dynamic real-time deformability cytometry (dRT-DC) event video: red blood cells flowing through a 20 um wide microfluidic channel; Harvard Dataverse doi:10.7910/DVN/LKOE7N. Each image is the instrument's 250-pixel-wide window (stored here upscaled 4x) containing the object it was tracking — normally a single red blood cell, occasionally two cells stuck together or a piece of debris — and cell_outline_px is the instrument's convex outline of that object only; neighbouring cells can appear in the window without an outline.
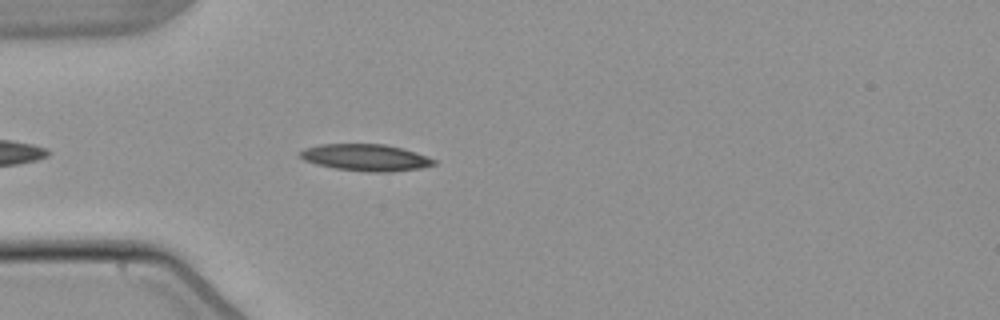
{"species": "common noctule bat (a hibernating species)", "species_latin": "Nyctalus noctula", "temperature_condition": "warm", "stored_images_in_passage": 11, "camera_frame_rate_fps": 3000, "um_per_image_px": 0.085, "animal": {"sex": "male", "body_mass_g": 21.5, "forearm_length_mm": 52.0}, "frame": {"image": 1, "passage_image": 4, "time_ms": 1.0, "image_size_px": [1000, 320], "cell_outline_px": [[436, 164], [420, 168], [392, 172], [368, 172], [336, 168], [316, 164], [304, 160], [300, 156], [300, 152], [304, 148], [320, 144], [384, 144], [416, 152], [428, 156], [436, 160]], "centroid_in_image_um": [31.1, 13.39], "position_along_channel_um": 53.9, "area_um2": 20.81}}